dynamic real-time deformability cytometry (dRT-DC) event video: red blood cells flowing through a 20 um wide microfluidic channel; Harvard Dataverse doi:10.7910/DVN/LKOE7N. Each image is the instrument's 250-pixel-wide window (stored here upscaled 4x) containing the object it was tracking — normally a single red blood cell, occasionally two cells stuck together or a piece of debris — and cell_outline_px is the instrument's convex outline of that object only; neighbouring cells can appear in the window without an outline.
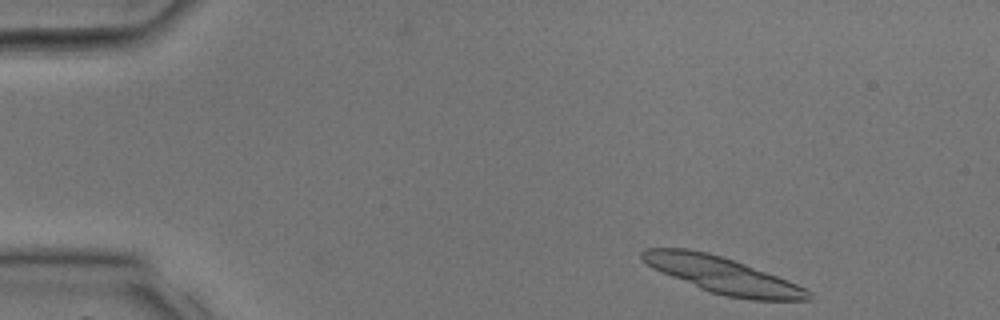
{"species": "common noctule bat (a hibernating species)", "species_latin": "Nyctalus noctula", "temperature_condition": "room temperature", "stored_images_in_passage": 11, "camera_frame_rate_fps": 3000, "um_per_image_px": 0.085, "animal": {"sex": "male", "body_mass_g": 17.9, "forearm_length_mm": 54.2}, "frame": {"image": 1, "passage_image": 1, "time_ms": 0.0, "image_size_px": [1000, 320], "cell_outline_px": [[812, 300], [752, 300], [724, 296], [700, 288], [652, 268], [640, 256], [640, 252], [644, 248], [688, 248], [708, 252], [744, 264], [788, 280], [812, 292]], "centroid_in_image_um": [61.42, 23.39], "position_along_channel_um": 23.6, "area_um2": 34.74}}